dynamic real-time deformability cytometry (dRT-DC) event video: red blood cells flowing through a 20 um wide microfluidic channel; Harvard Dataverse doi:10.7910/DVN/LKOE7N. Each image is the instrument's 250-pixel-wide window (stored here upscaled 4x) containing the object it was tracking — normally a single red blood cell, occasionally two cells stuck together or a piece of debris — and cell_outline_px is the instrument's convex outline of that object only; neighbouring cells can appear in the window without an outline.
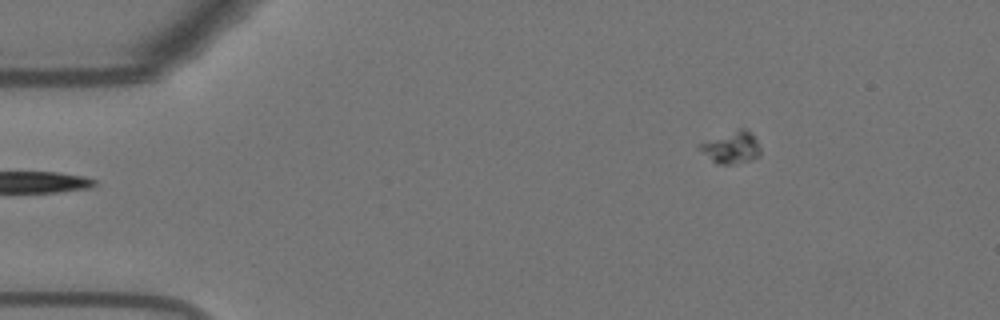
{"species": "Egyptian fruit bat (a non-hibernating species)", "species_latin": "Rousettus aegyptiacus", "temperature_condition": "warm", "stored_images_in_passage": 50, "camera_frame_rate_fps": 3000, "um_per_image_px": 0.085, "animal": {"sex": "female"}, "frame": {"image": 1, "passage_image": 1, "time_ms": 0.0, "image_size_px": [1000, 320], "cell_outline_px": [[760, 156], [752, 160], [732, 164], [720, 164], [712, 160], [700, 148], [700, 144], [740, 128], [744, 128], [752, 132], [760, 148]], "centroid_in_image_um": [62.27, 12.54], "position_along_channel_um": 22.7, "area_um2": 10.87}}
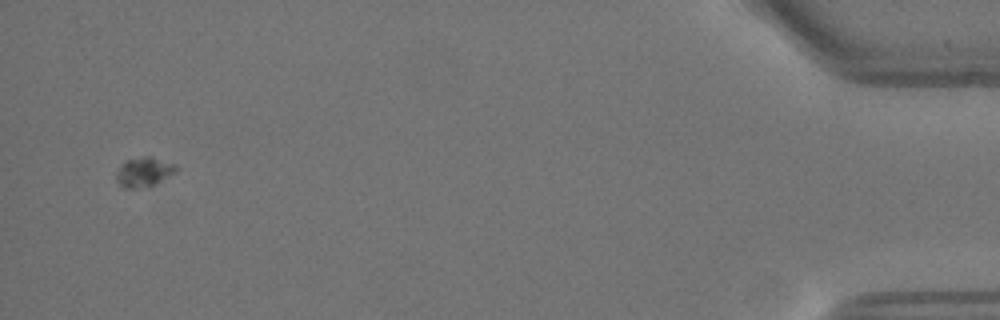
{"frame": {"image": 2, "passage_image": 48, "time_ms": 15.667, "image_size_px": [1000, 320], "cell_outline_px": [[176, 172], [156, 184], [132, 188], [128, 188], [120, 184], [116, 180], [116, 172], [124, 160], [144, 156], [152, 156], [176, 164]], "centroid_in_image_um": [12.24, 14.58], "position_along_channel_um": 423.0, "area_um2": 10.23}}